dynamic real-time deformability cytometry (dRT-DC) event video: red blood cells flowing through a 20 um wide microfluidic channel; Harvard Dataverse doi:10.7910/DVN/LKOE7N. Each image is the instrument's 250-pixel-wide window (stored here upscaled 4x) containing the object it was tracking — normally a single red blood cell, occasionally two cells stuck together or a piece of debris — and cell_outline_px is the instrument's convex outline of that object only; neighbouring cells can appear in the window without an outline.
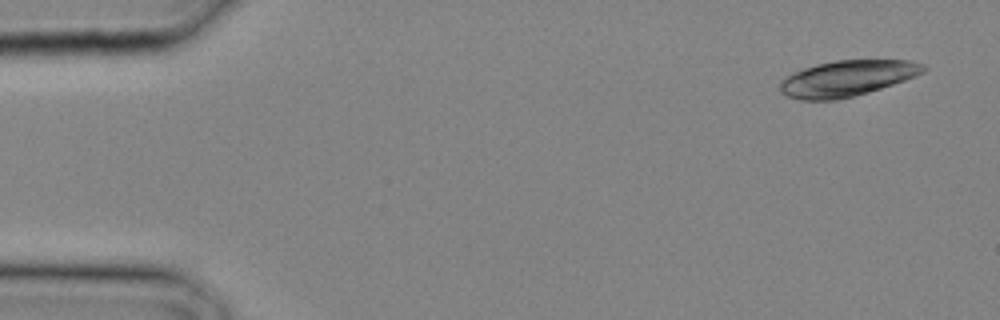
{"species": "common noctule bat (a hibernating species)", "species_latin": "Nyctalus noctula", "temperature_condition": "cold", "stored_images_in_passage": 18, "camera_frame_rate_fps": 3000, "um_per_image_px": 0.085, "animal": {"sex": "male", "body_mass_g": 20.4}, "frame": {"image": 1, "passage_image": 2, "time_ms": 0.333, "image_size_px": [1000, 320], "cell_outline_px": [[928, 68], [924, 72], [916, 76], [868, 92], [836, 100], [800, 100], [788, 96], [780, 92], [780, 84], [792, 72], [816, 64], [836, 60], [908, 60], [924, 64]], "centroid_in_image_um": [72.01, 6.65], "position_along_channel_um": 13.0, "area_um2": 29.77}}